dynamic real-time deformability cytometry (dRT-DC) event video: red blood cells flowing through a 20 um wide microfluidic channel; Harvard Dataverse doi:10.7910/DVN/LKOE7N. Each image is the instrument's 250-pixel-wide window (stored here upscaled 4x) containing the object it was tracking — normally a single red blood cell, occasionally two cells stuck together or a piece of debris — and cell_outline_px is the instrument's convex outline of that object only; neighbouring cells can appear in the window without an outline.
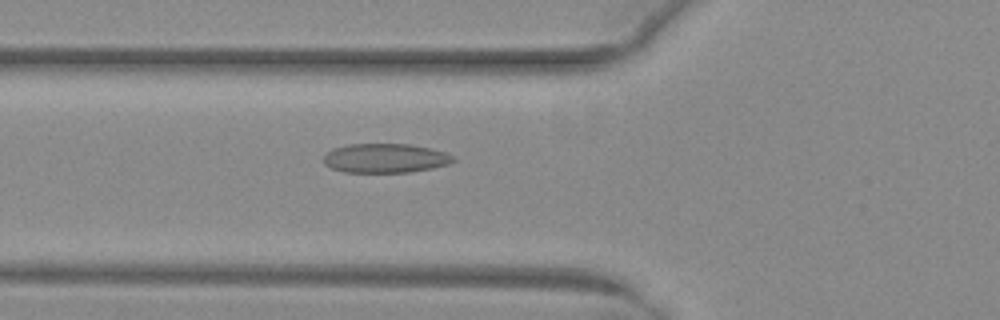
{"species": "common noctule bat (a hibernating species)", "species_latin": "Nyctalus noctula", "temperature_condition": "warm", "stored_images_in_passage": 53, "camera_frame_rate_fps": 3000, "um_per_image_px": 0.085, "animal": {"sex": "female", "body_mass_g": 29.2, "forearm_length_mm": 56.3}, "frame": {"image": 1, "passage_image": 20, "time_ms": 6.333, "image_size_px": [1000, 320], "cell_outline_px": [[456, 160], [448, 164], [432, 168], [408, 172], [344, 172], [332, 168], [324, 164], [324, 156], [332, 148], [348, 144], [408, 144], [428, 148], [444, 152], [452, 156]], "centroid_in_image_um": [32.72, 13.44], "position_along_channel_um": 93.1, "area_um2": 21.91}}
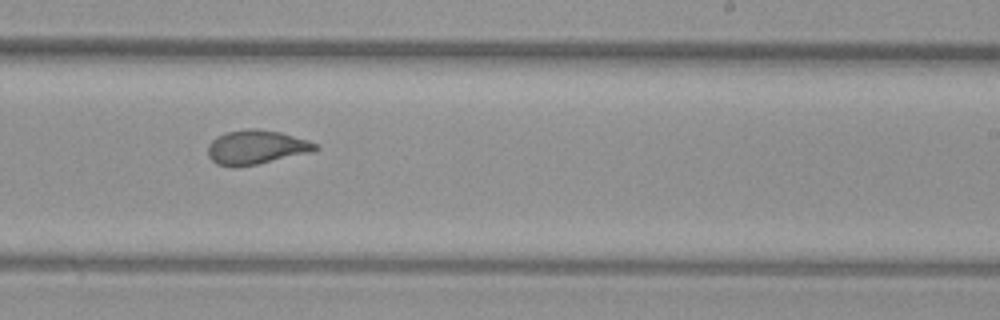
{"frame": {"image": 2, "passage_image": 33, "time_ms": 10.667, "image_size_px": [1000, 320], "cell_outline_px": [[320, 148], [312, 152], [256, 164], [236, 168], [232, 168], [216, 164], [208, 156], [208, 144], [216, 136], [224, 132], [248, 128], [256, 128], [280, 132], [308, 140], [320, 144]], "centroid_in_image_um": [21.76, 12.51], "position_along_channel_um": 267.2, "area_um2": 21.73}}
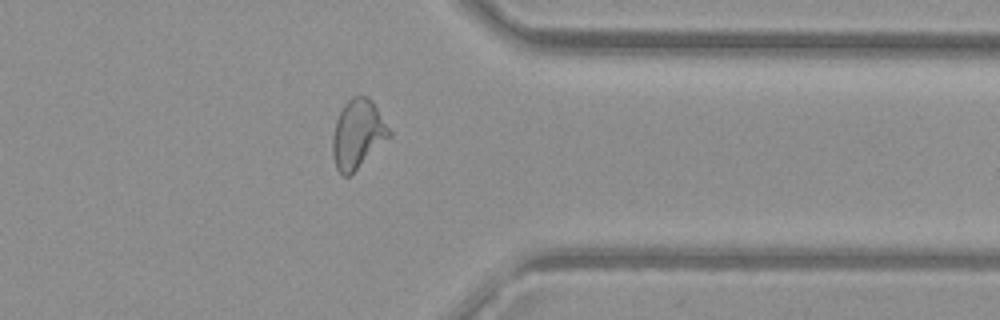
{"frame": {"image": 3, "passage_image": 42, "time_ms": 13.667, "image_size_px": [1000, 320], "cell_outline_px": [[392, 136], [348, 176], [344, 176], [336, 168], [332, 156], [332, 136], [336, 120], [344, 104], [352, 96], [368, 96], [372, 100], [392, 132]], "centroid_in_image_um": [30.41, 11.38], "position_along_channel_um": 381.0, "area_um2": 22.66}}